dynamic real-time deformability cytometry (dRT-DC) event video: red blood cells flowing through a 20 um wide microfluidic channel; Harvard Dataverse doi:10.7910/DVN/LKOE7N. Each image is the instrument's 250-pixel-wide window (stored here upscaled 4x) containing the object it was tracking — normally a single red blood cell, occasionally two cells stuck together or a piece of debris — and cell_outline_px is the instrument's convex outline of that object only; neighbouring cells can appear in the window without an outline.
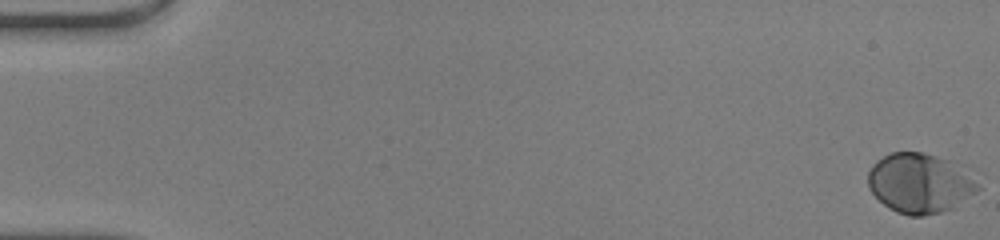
{"species": "human", "species_latin": "Homo sapiens", "temperature_condition": "warm", "stored_images_in_passage": 50, "camera_frame_rate_fps": 3000, "um_per_image_px": 0.085, "donor": {"sex": "male"}, "frame": {"image": 1, "passage_image": 1, "time_ms": 0.0, "image_size_px": [1000, 240], "cell_outline_px": [[980, 188], [976, 192], [956, 208], [924, 216], [908, 216], [896, 212], [888, 208], [868, 188], [868, 172], [872, 164], [876, 160], [892, 152], [924, 152], [964, 164], [980, 180]], "centroid_in_image_um": [78.28, 15.56], "position_along_channel_um": 6.7, "area_um2": 39.42}}
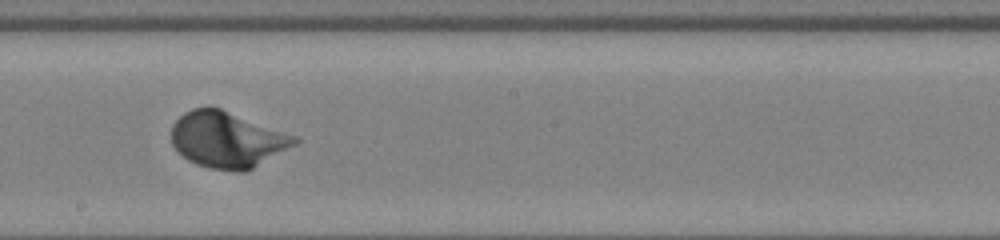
{"frame": {"image": 2, "passage_image": 29, "time_ms": 9.333, "image_size_px": [1000, 240], "cell_outline_px": [[300, 140], [296, 144], [252, 168], [244, 172], [236, 172], [208, 168], [196, 164], [188, 160], [172, 144], [172, 124], [184, 112], [192, 108], [220, 108], [296, 136]], "centroid_in_image_um": [19.3, 11.88], "position_along_channel_um": 228.9, "area_um2": 39.77}}
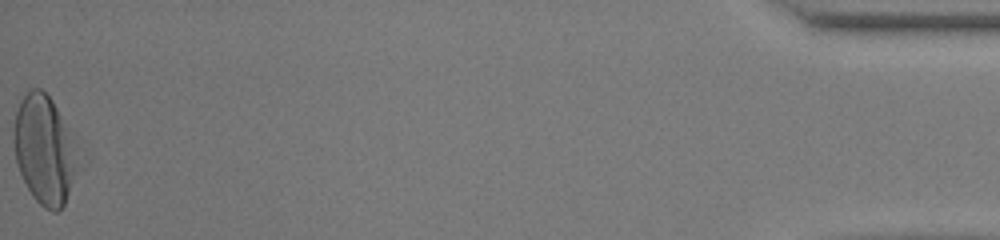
{"frame": {"image": 3, "passage_image": 50, "time_ms": 16.333, "image_size_px": [1000, 240], "cell_outline_px": [[88, 164], [64, 204], [56, 212], [52, 212], [44, 208], [32, 196], [20, 172], [16, 160], [12, 140], [16, 112], [20, 100], [28, 88], [40, 88], [52, 100], [88, 156]], "centroid_in_image_um": [3.96, 12.78], "position_along_channel_um": 431.2, "area_um2": 43.58}}